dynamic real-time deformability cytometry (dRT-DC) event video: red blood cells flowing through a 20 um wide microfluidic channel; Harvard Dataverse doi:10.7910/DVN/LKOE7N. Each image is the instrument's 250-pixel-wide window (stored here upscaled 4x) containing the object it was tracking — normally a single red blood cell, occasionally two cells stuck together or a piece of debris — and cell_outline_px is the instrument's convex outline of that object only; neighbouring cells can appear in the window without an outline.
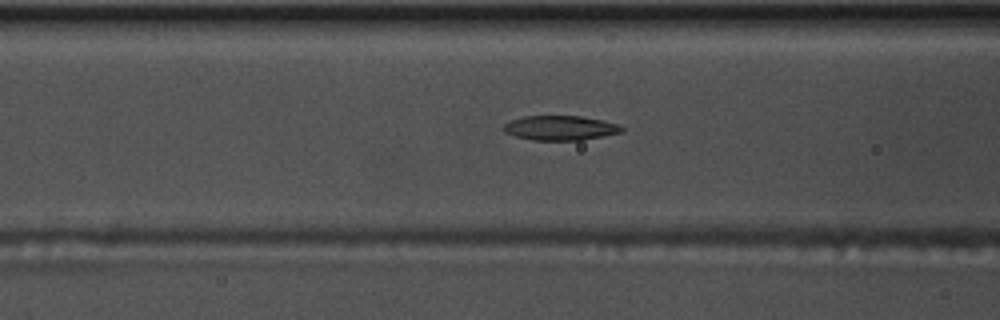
{"species": "common noctule bat (a hibernating species)", "species_latin": "Nyctalus noctula", "temperature_condition": "warm", "stored_images_in_passage": 43, "segment_of_instrument_passage": [1, 2], "camera_frame_rate_fps": 3000, "um_per_image_px": 0.085, "animal": {"sex": "male", "body_mass_g": 17.5, "forearm_length_mm": 52.3}, "frame": {"image": 1, "passage_image": 9, "time_ms": 2.667, "image_size_px": [1000, 320], "cell_outline_px": [[624, 128], [620, 132], [604, 136], [580, 140], [532, 140], [516, 136], [504, 132], [504, 124], [512, 120], [524, 116], [580, 116], [620, 124]], "centroid_in_image_um": [47.63, 10.87], "position_along_channel_um": 119.0, "area_um2": 16.76}}
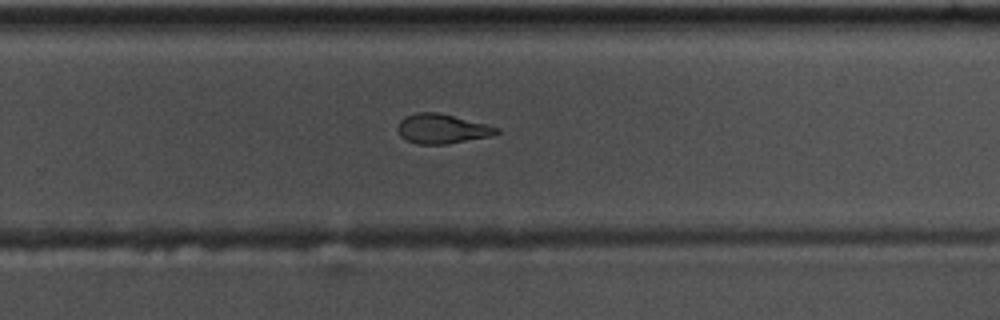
{"frame": {"image": 2, "passage_image": 23, "time_ms": 7.333, "image_size_px": [1000, 320], "cell_outline_px": [[500, 132], [488, 136], [448, 144], [416, 144], [400, 136], [396, 128], [400, 120], [416, 112], [436, 112], [488, 124], [500, 128]], "centroid_in_image_um": [37.56, 10.95], "position_along_channel_um": 292.2, "area_um2": 16.94}}
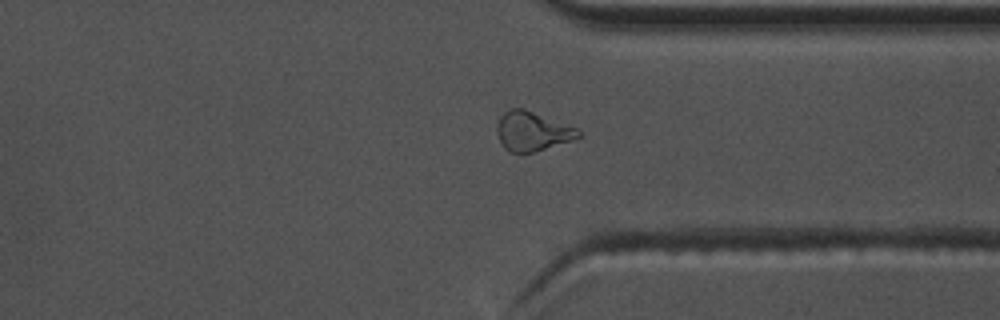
{"frame": {"image": 3, "passage_image": 29, "time_ms": 9.333, "image_size_px": [1000, 320], "cell_outline_px": [[584, 136], [572, 140], [532, 152], [508, 152], [500, 144], [496, 132], [496, 124], [500, 116], [504, 112], [512, 108], [524, 108], [576, 128], [584, 132]], "centroid_in_image_um": [45.22, 11.15], "position_along_channel_um": 366.2, "area_um2": 18.73}}